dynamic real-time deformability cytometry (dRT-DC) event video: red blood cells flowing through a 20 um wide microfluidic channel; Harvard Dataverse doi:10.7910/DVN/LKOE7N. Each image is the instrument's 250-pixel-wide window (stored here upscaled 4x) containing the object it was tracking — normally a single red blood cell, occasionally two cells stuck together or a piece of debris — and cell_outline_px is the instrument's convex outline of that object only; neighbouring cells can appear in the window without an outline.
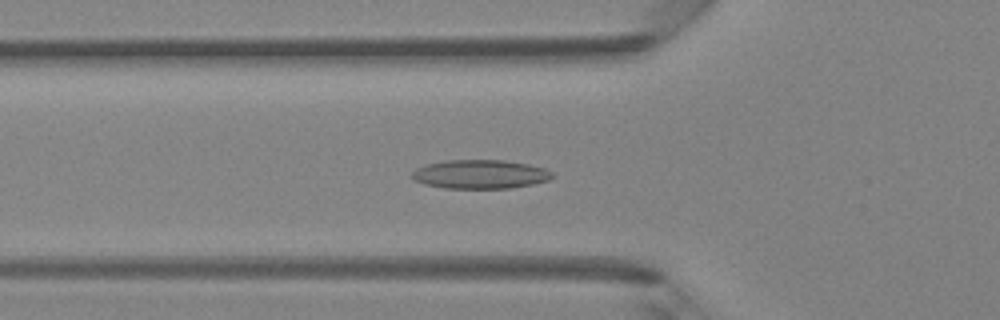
{"species": "Egyptian fruit bat (a non-hibernating species)", "species_latin": "Rousettus aegyptiacus", "temperature_condition": "room temperature", "stored_images_in_passage": 41, "camera_frame_rate_fps": 3000, "um_per_image_px": 0.085, "animal": {"sex": "female"}, "frame": {"image": 1, "passage_image": 10, "time_ms": 3.0, "image_size_px": [1000, 320], "cell_outline_px": [[552, 176], [548, 180], [532, 184], [508, 188], [444, 188], [424, 184], [416, 180], [412, 176], [412, 172], [416, 168], [424, 164], [448, 160], [504, 160], [528, 164], [544, 168], [552, 172]], "centroid_in_image_um": [40.79, 14.8], "position_along_channel_um": 85.0, "area_um2": 23.47}}
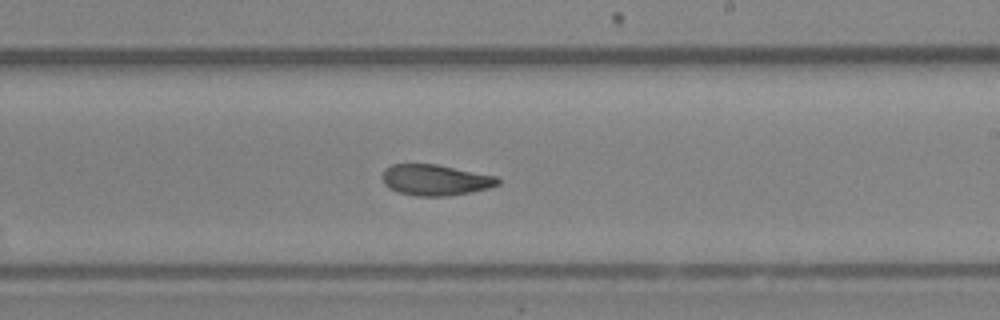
{"frame": {"image": 2, "passage_image": 22, "time_ms": 7.0, "image_size_px": [1000, 320], "cell_outline_px": [[500, 184], [488, 188], [472, 192], [448, 196], [416, 196], [400, 192], [388, 188], [384, 184], [384, 168], [392, 164], [436, 164], [496, 176], [500, 180]], "centroid_in_image_um": [37.02, 15.3], "position_along_channel_um": 252.0, "area_um2": 20.75}}
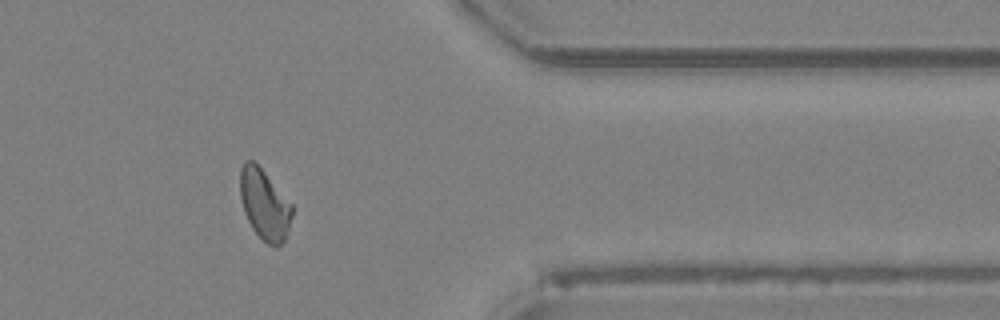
{"frame": {"image": 3, "passage_image": 33, "time_ms": 10.667, "image_size_px": [1000, 320], "cell_outline_px": [[292, 216], [284, 240], [276, 248], [268, 244], [252, 228], [244, 212], [240, 196], [240, 168], [244, 160], [252, 160], [264, 172], [292, 204]], "centroid_in_image_um": [22.46, 17.37], "position_along_channel_um": 388.9, "area_um2": 20.98}, "authors_computed_cell_mechanics": {"area_um2": 21.2126, "velocity_mm_per_s": 4.188, "shape_relaxation_time_tau1_ms": null, "shape_relaxation_time_tau2_ms": 3.1518, "deformation_change_tau1": null, "deformation_change_tau2": 0.09}}